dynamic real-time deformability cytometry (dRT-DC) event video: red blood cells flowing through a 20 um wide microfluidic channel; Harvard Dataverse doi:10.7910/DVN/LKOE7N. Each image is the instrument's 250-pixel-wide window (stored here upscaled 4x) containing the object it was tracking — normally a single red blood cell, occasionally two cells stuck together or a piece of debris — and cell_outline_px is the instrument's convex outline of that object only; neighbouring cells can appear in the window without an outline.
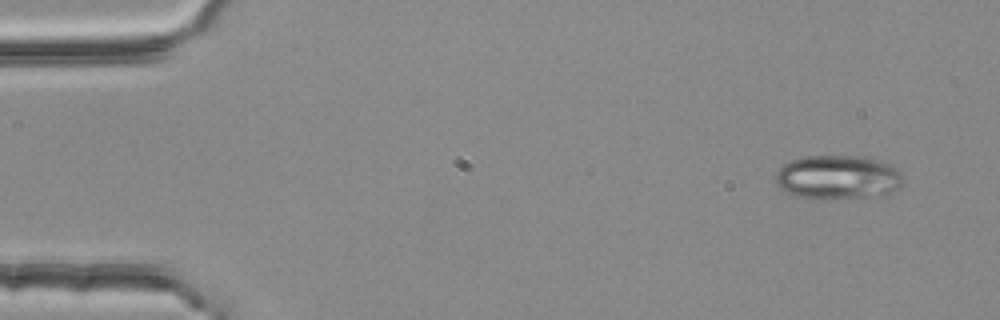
{"species": "common noctule bat (a hibernating species)", "species_latin": "Nyctalus noctula", "temperature_condition": "room temperature", "stored_images_in_passage": 4, "camera_frame_rate_fps": 3000, "um_per_image_px": 0.085, "animal": {"sex": "female", "body_mass_g": 25.1}, "frame": {"image": 1, "passage_image": 1, "time_ms": 0.0, "image_size_px": [1000, 320], "cell_outline_px": [[904, 180], [900, 188], [888, 196], [796, 196], [784, 192], [776, 184], [772, 176], [784, 164], [792, 160], [808, 156], [860, 156], [880, 160], [900, 168], [904, 176]], "centroid_in_image_um": [71.29, 15.03], "position_along_channel_um": 13.7, "area_um2": 32.66}}
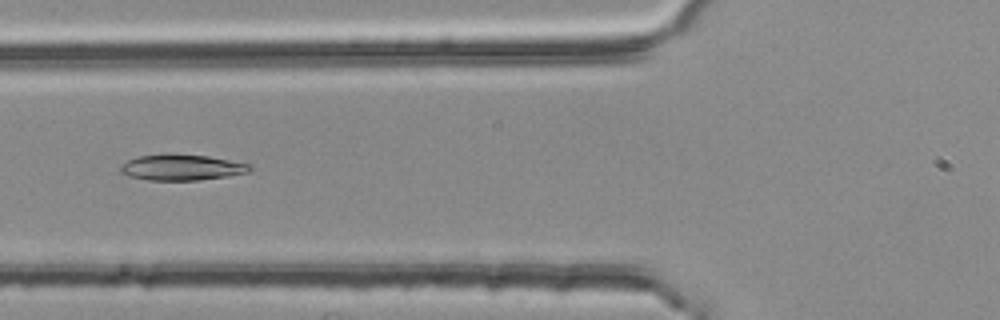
{"frame": {"image": 2, "passage_image": 4, "time_ms": 1.0, "image_size_px": [1000, 320], "cell_outline_px": [[252, 168], [248, 172], [200, 180], [148, 180], [128, 176], [120, 172], [120, 164], [136, 156], [164, 152], [168, 152], [208, 156], [252, 164]], "centroid_in_image_um": [15.38, 14.2], "position_along_channel_um": 110.4, "area_um2": 19.94}}